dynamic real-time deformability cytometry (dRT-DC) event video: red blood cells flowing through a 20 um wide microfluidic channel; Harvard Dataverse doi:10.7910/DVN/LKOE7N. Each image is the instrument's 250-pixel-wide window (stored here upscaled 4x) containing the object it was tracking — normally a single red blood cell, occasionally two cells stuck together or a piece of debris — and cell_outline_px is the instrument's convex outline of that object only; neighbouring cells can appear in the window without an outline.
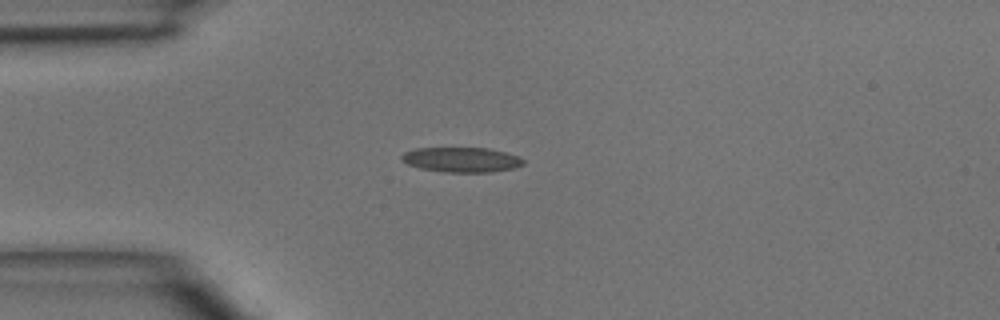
{"species": "common noctule bat (a hibernating species)", "species_latin": "Nyctalus noctula", "temperature_condition": "room temperature", "stored_images_in_passage": 1, "camera_frame_rate_fps": 3000, "um_per_image_px": 0.085, "animal": {"sex": "male", "body_mass_g": 15.6}, "frame": {"image": 1, "passage_image": 1, "time_ms": 0.0, "image_size_px": [1000, 320], "cell_outline_px": [[524, 164], [516, 168], [492, 172], [444, 172], [420, 168], [408, 164], [400, 156], [404, 152], [416, 148], [488, 148], [520, 156], [524, 160]], "centroid_in_image_um": [39.27, 13.58], "position_along_channel_um": 45.7, "area_um2": 17.69}}